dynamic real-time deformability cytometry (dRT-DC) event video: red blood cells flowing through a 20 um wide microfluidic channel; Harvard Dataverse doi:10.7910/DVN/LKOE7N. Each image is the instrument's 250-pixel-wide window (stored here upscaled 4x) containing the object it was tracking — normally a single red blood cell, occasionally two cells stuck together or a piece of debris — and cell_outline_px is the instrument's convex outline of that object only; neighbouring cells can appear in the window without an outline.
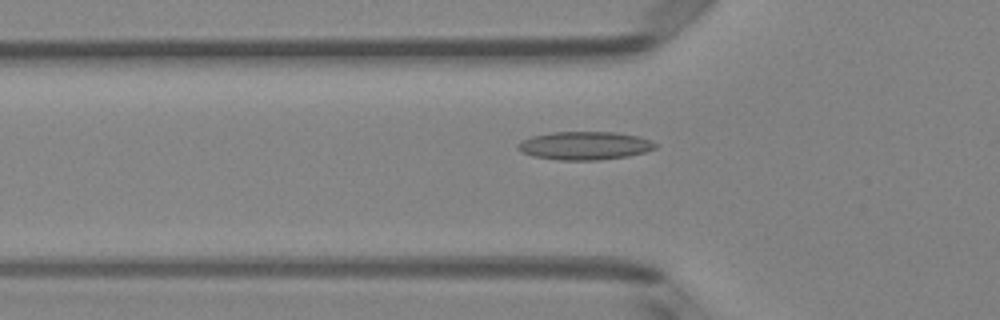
{"species": "Egyptian fruit bat (a non-hibernating species)", "species_latin": "Rousettus aegyptiacus", "temperature_condition": "room temperature", "stored_images_in_passage": 45, "camera_frame_rate_fps": 3000, "um_per_image_px": 0.085, "animal": {"sex": "female"}, "frame": {"image": 1, "passage_image": 17, "time_ms": 5.333, "image_size_px": [1000, 320], "cell_outline_px": [[656, 148], [644, 152], [628, 156], [600, 160], [560, 160], [532, 156], [520, 152], [516, 148], [516, 144], [520, 140], [532, 136], [552, 132], [616, 132], [636, 136], [648, 140], [656, 144]], "centroid_in_image_um": [49.62, 12.38], "position_along_channel_um": 76.2, "area_um2": 22.66}}
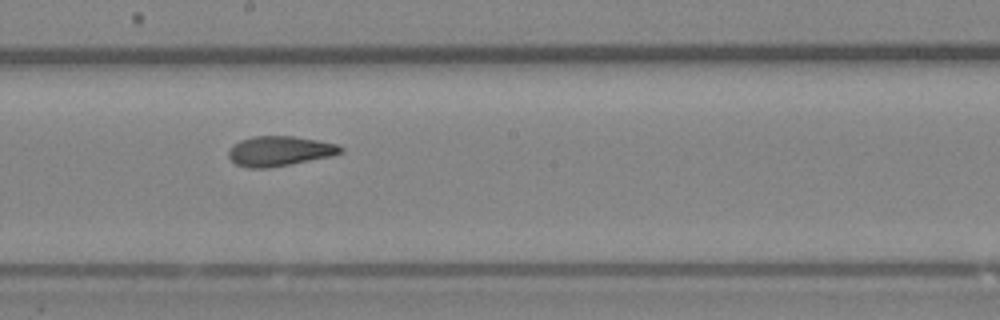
{"frame": {"image": 2, "passage_image": 28, "time_ms": 9.0, "image_size_px": [1000, 320], "cell_outline_px": [[344, 152], [332, 156], [268, 168], [248, 168], [236, 164], [228, 156], [228, 152], [232, 144], [240, 140], [252, 136], [292, 136], [340, 144], [344, 148]], "centroid_in_image_um": [23.78, 12.83], "position_along_channel_um": 224.4, "area_um2": 19.65}}
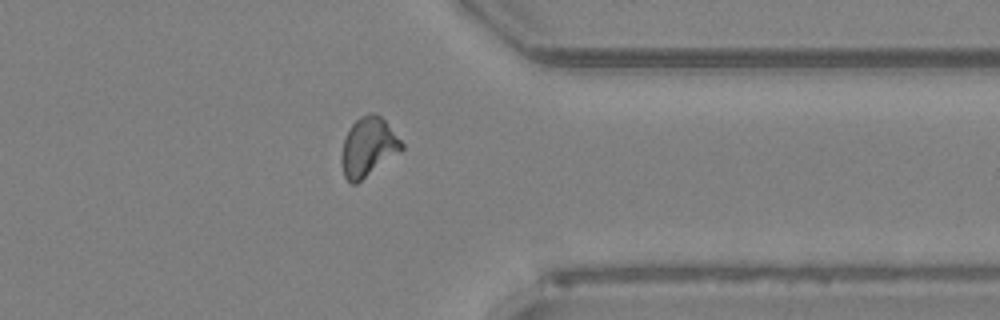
{"frame": {"image": 3, "passage_image": 40, "time_ms": 13.0, "image_size_px": [1000, 320], "cell_outline_px": [[404, 148], [400, 152], [356, 184], [352, 184], [344, 176], [340, 160], [344, 140], [352, 124], [360, 116], [372, 112], [376, 112], [384, 120], [404, 144]], "centroid_in_image_um": [31.3, 12.5], "position_along_channel_um": 380.1, "area_um2": 20.52}}